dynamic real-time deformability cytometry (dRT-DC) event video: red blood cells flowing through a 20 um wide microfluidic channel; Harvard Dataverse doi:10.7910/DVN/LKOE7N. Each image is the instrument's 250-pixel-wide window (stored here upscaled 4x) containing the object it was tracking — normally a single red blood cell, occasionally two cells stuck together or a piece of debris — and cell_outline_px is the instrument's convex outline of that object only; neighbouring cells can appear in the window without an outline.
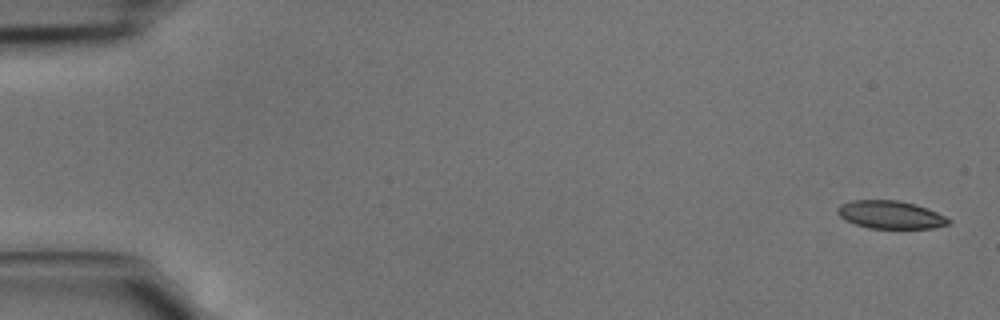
{"species": "common noctule bat (a hibernating species)", "species_latin": "Nyctalus noctula", "temperature_condition": "cold", "stored_images_in_passage": 5, "camera_frame_rate_fps": 3000, "um_per_image_px": 0.085, "animal": {"sex": "male", "body_mass_g": 15.6}, "frame": {"image": 1, "passage_image": 1, "time_ms": 0.0, "image_size_px": [1000, 320], "cell_outline_px": [[952, 220], [948, 224], [932, 228], [868, 228], [856, 224], [840, 216], [836, 212], [836, 208], [840, 204], [852, 200], [896, 200], [916, 204], [928, 208]], "centroid_in_image_um": [75.68, 18.24], "position_along_channel_um": 9.3, "area_um2": 17.98}}